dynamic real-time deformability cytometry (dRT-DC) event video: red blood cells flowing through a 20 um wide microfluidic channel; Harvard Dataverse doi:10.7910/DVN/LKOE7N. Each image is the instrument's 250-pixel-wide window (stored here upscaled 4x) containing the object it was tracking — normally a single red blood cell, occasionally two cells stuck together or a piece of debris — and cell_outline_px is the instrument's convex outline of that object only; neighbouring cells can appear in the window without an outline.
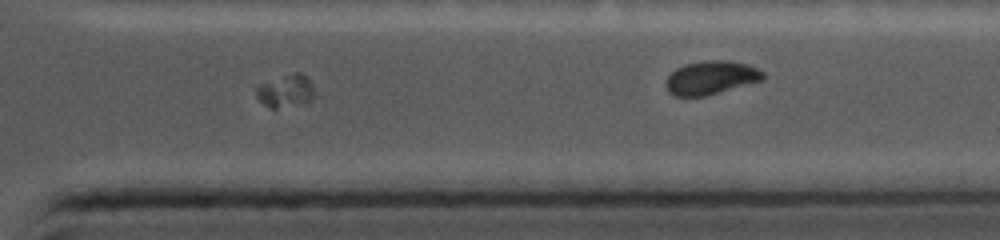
{"species": "common noctule bat (a hibernating species)", "species_latin": "Nyctalus noctula", "temperature_condition": "cold", "stored_images_in_passage": 32, "camera_frame_rate_fps": 5000, "um_per_image_px": 0.085, "animal": {"sex": "female", "body_mass_g": 19.0, "forearm_length_mm": 56.7}, "frame": {"image": 1, "passage_image": 27, "time_ms": 13.2, "image_size_px": [1000, 240], "cell_outline_px": [[312, 96], [308, 100], [276, 108], [272, 108], [264, 104], [256, 96], [256, 88], [260, 84], [292, 72], [300, 72], [308, 76], [312, 84]], "centroid_in_image_um": [24.25, 7.67], "position_along_channel_um": 387.1, "area_um2": 10.64}}
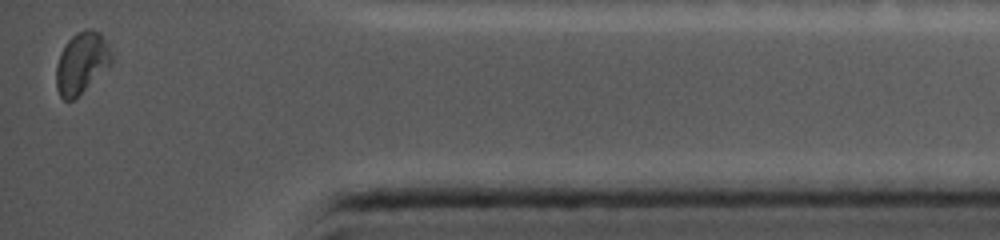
{"frame": {"image": 2, "passage_image": 32, "time_ms": 15.6, "image_size_px": [1000, 240], "cell_outline_px": [[112, 60], [72, 100], [64, 100], [60, 96], [56, 88], [56, 64], [60, 52], [64, 44], [76, 32], [84, 28], [92, 28], [100, 32], [104, 36], [112, 56]], "centroid_in_image_um": [6.88, 5.26], "position_along_channel_um": 428.3, "area_um2": 19.31}}